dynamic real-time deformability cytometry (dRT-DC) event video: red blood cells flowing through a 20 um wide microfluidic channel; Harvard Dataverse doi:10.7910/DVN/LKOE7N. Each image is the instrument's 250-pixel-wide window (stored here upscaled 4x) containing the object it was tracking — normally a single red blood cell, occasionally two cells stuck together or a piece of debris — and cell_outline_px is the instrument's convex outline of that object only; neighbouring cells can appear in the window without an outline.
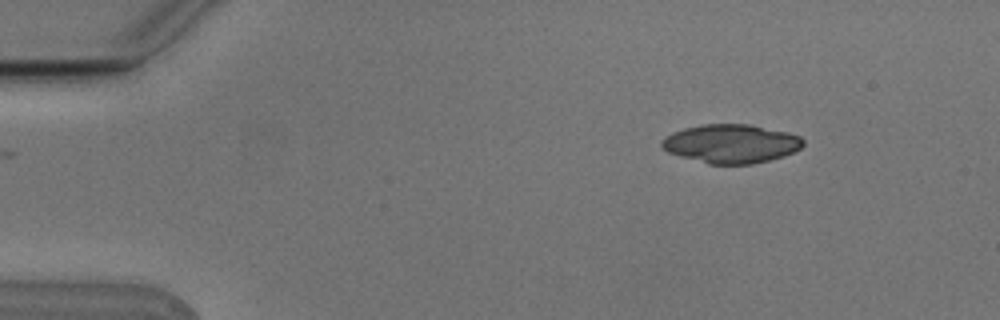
{"species": "Egyptian fruit bat (a non-hibernating species)", "species_latin": "Rousettus aegyptiacus", "temperature_condition": "cold", "stored_images_in_passage": 3, "camera_frame_rate_fps": 3000, "um_per_image_px": 0.085, "animal": {"sex": "male"}, "frame": {"image": 1, "passage_image": 1, "time_ms": 0.0, "image_size_px": [1000, 320], "cell_outline_px": [[804, 144], [800, 148], [784, 156], [752, 164], [708, 164], [680, 156], [668, 152], [660, 144], [660, 140], [664, 136], [672, 132], [684, 128], [704, 124], [748, 124], [788, 132], [800, 136], [804, 140]], "centroid_in_image_um": [62.12, 12.21], "position_along_channel_um": 22.9, "area_um2": 31.96}}